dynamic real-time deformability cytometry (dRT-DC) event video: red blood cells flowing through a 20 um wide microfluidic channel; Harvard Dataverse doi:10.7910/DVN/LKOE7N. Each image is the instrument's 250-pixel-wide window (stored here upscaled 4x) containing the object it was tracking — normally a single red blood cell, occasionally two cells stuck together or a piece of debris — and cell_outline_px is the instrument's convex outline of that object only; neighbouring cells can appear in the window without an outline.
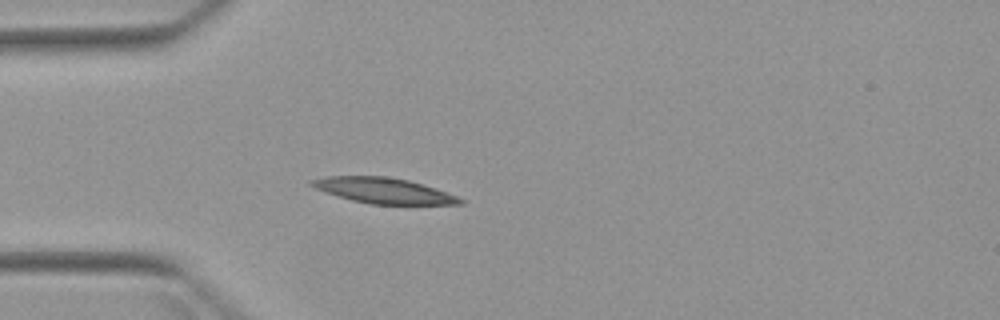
{"species": "Egyptian fruit bat (a non-hibernating species)", "species_latin": "Rousettus aegyptiacus", "temperature_condition": "warm", "stored_images_in_passage": 4, "camera_frame_rate_fps": 3000, "um_per_image_px": 0.085, "animal": {"sex": "female"}, "frame": {"image": 1, "passage_image": 4, "time_ms": 4.333, "image_size_px": [1000, 320], "cell_outline_px": [[464, 204], [368, 204], [352, 200], [324, 192], [308, 184], [308, 180], [324, 176], [384, 176], [408, 180], [456, 196], [464, 200]], "centroid_in_image_um": [32.51, 16.19], "position_along_channel_um": 52.5, "area_um2": 21.85}}